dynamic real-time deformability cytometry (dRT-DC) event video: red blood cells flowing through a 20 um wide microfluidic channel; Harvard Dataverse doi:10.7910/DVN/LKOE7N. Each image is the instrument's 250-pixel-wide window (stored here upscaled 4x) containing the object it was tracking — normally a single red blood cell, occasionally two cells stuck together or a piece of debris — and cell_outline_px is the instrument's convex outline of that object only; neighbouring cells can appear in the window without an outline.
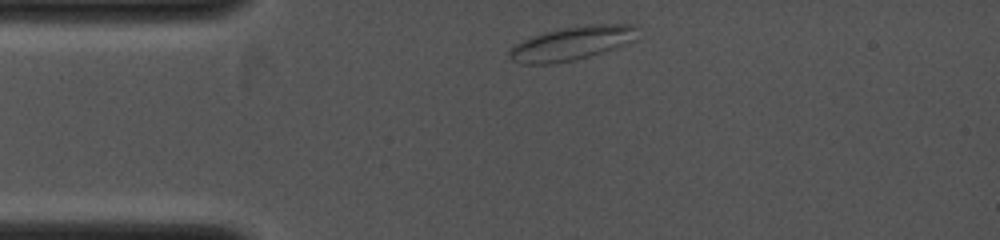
{"species": "common noctule bat (a hibernating species)", "species_latin": "Nyctalus noctula", "temperature_condition": "cold", "stored_images_in_passage": 6, "camera_frame_rate_fps": 4000, "um_per_image_px": 0.085, "animal": {"sex": "female", "body_mass_g": 19.0, "forearm_length_mm": 53.3}, "frame": {"image": 1, "passage_image": 1, "time_ms": 0.0, "image_size_px": [1000, 240], "cell_outline_px": [[636, 28], [632, 40], [628, 44], [588, 56], [572, 60], [552, 64], [520, 64], [512, 60], [508, 56], [508, 52], [516, 44], [532, 36], [564, 28], [592, 24], [636, 24]], "centroid_in_image_um": [48.58, 3.69], "position_along_channel_um": 36.4, "area_um2": 24.68}}
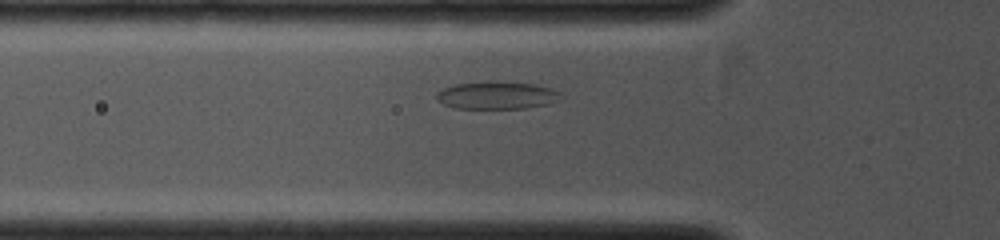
{"frame": {"image": 2, "passage_image": 5, "time_ms": 1.5, "image_size_px": [1000, 240], "cell_outline_px": [[560, 92], [548, 104], [524, 108], [452, 108], [444, 104], [436, 96], [436, 92], [444, 88], [456, 84], [488, 80], [496, 80], [536, 84]], "centroid_in_image_um": [42.14, 8.08], "position_along_channel_um": 83.7, "area_um2": 19.77}}